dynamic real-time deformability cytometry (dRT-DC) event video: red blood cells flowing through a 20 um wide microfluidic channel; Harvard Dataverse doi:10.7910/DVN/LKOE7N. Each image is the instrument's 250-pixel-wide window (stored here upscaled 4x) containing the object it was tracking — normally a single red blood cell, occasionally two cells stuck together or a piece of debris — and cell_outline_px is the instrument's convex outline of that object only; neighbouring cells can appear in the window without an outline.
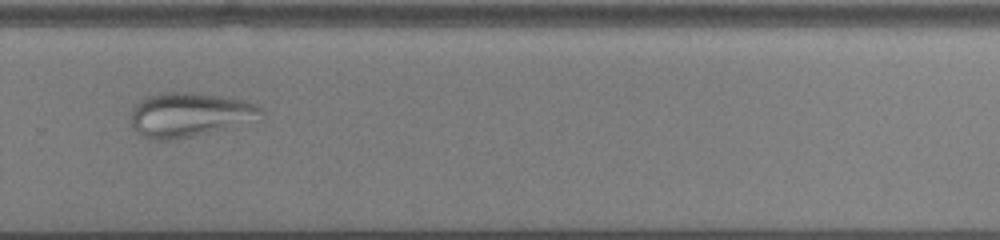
{"species": "common noctule bat (a hibernating species)", "species_latin": "Nyctalus noctula", "temperature_condition": "cold", "stored_images_in_passage": 52, "camera_frame_rate_fps": 3000, "um_per_image_px": 0.085, "animal": {"sex": "male", "body_mass_g": 13.0, "forearm_length_mm": 53.1}, "frame": {"image": 1, "passage_image": 36, "time_ms": 11.667, "image_size_px": [1000, 240], "cell_outline_px": [[264, 120], [192, 136], [172, 140], [148, 140], [140, 136], [136, 132], [132, 124], [128, 112], [144, 96], [160, 92], [192, 92], [220, 96], [244, 100], [256, 104], [264, 112]], "centroid_in_image_um": [16.11, 9.75], "position_along_channel_um": 313.7, "area_um2": 34.51}}
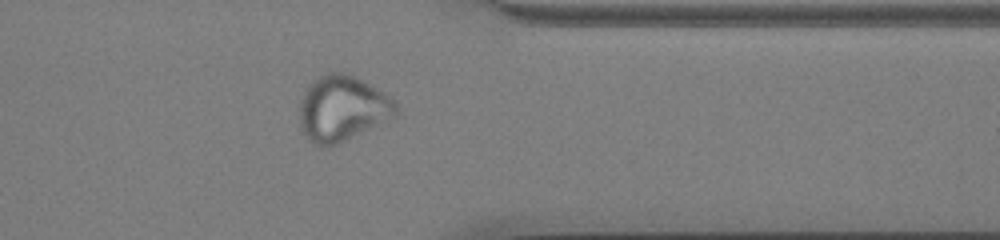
{"frame": {"image": 2, "passage_image": 42, "time_ms": 13.667, "image_size_px": [1000, 240], "cell_outline_px": [[396, 116], [336, 144], [320, 148], [304, 132], [300, 124], [300, 100], [308, 84], [312, 80], [320, 76], [332, 72], [344, 72], [356, 76], [376, 88], [388, 96], [396, 104]], "centroid_in_image_um": [29.07, 9.19], "position_along_channel_um": 382.3, "area_um2": 36.24}}
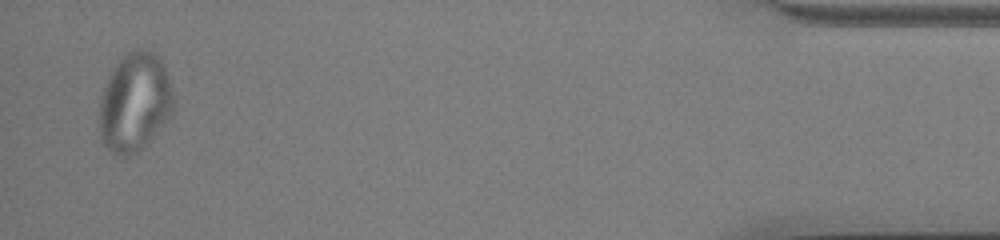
{"frame": {"image": 3, "passage_image": 51, "time_ms": 16.667, "image_size_px": [1000, 240], "cell_outline_px": [[172, 116], [136, 152], [128, 156], [116, 156], [104, 144], [100, 136], [100, 100], [108, 76], [116, 64], [132, 48], [148, 48], [156, 52], [160, 56], [168, 80], [172, 96]], "centroid_in_image_um": [11.44, 8.66], "position_along_channel_um": 423.8, "area_um2": 42.25}}